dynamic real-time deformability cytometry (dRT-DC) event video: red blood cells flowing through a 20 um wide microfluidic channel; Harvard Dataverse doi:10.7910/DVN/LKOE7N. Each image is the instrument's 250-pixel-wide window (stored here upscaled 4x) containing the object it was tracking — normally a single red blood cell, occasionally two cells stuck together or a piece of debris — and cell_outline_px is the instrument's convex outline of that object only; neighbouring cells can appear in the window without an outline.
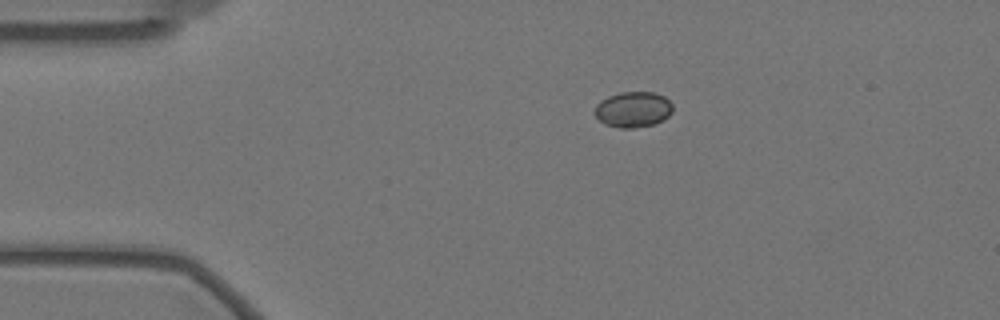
{"species": "Egyptian fruit bat (a non-hibernating species)", "species_latin": "Rousettus aegyptiacus", "temperature_condition": "warm", "stored_images_in_passage": 48, "camera_frame_rate_fps": 3000, "um_per_image_px": 0.085, "animal": {"sex": "female"}, "frame": {"image": 1, "passage_image": 1, "time_ms": 0.0, "image_size_px": [1000, 320], "cell_outline_px": [[672, 112], [664, 120], [652, 124], [632, 128], [620, 128], [604, 124], [592, 112], [596, 104], [600, 100], [608, 96], [620, 92], [652, 92], [664, 96], [672, 104]], "centroid_in_image_um": [53.78, 9.3], "position_along_channel_um": 31.2, "area_um2": 16.3}}
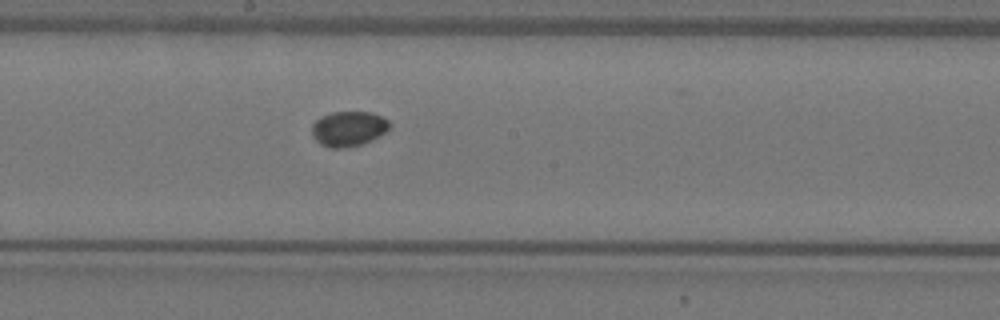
{"frame": {"image": 2, "passage_image": 21, "time_ms": 6.667, "image_size_px": [1000, 320], "cell_outline_px": [[392, 124], [384, 132], [360, 144], [344, 148], [328, 148], [320, 144], [312, 136], [312, 124], [320, 116], [332, 112], [372, 112], [384, 116]], "centroid_in_image_um": [29.59, 10.92], "position_along_channel_um": 218.6, "area_um2": 15.84}}
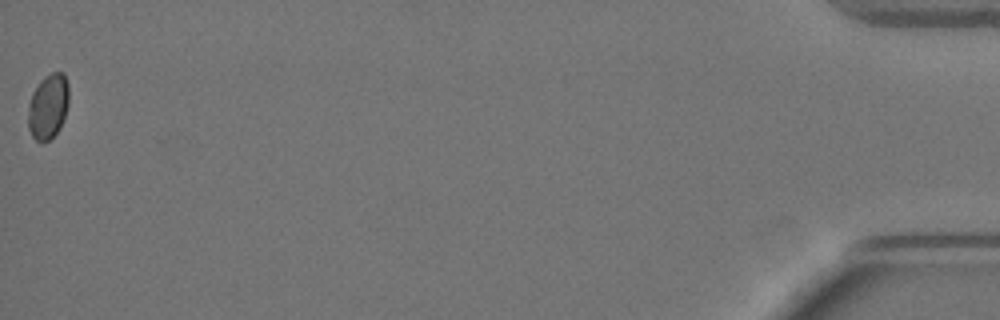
{"frame": {"image": 3, "passage_image": 48, "time_ms": 15.667, "image_size_px": [1000, 320], "cell_outline_px": [[68, 104], [60, 128], [48, 140], [36, 140], [32, 136], [28, 128], [28, 104], [32, 92], [40, 80], [44, 76], [52, 72], [64, 72], [68, 84]], "centroid_in_image_um": [4.08, 9.0], "position_along_channel_um": 431.1, "area_um2": 15.43}, "authors_computed_cell_mechanics": {"area_um2": 15.8372, "velocity_mm_per_s": 3.4782, "shape_relaxation_time_tau1_ms": null, "shape_relaxation_time_tau2_ms": 2.9571, "deformation_change_tau1": null, "deformation_change_tau2": 0.0232}}